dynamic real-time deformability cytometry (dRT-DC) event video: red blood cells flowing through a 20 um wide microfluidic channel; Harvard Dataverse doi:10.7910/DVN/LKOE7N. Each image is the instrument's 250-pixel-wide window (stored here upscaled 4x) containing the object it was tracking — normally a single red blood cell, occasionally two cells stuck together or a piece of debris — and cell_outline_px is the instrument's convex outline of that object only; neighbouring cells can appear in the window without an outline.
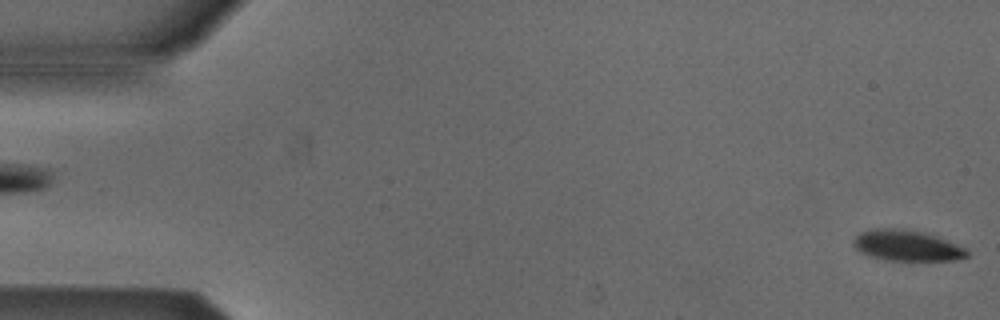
{"species": "Egyptian fruit bat (a non-hibernating species)", "species_latin": "Rousettus aegyptiacus", "temperature_condition": "cold", "stored_images_in_passage": 51, "camera_frame_rate_fps": 3000, "um_per_image_px": 0.085, "animal": {"sex": "male"}, "frame": {"image": 1, "passage_image": 1, "time_ms": 0.0, "image_size_px": [1000, 320], "cell_outline_px": [[968, 256], [956, 260], [888, 260], [872, 256], [860, 252], [852, 244], [852, 240], [860, 232], [876, 228], [892, 228], [924, 232], [936, 236], [968, 248]], "centroid_in_image_um": [77.1, 20.87], "position_along_channel_um": 7.9, "area_um2": 20.29}}
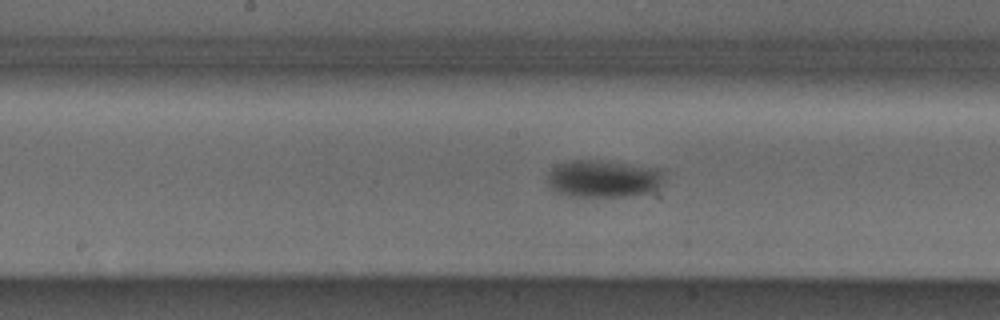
{"frame": {"image": 2, "passage_image": 27, "time_ms": 8.667, "image_size_px": [1000, 320], "cell_outline_px": [[664, 184], [652, 192], [624, 196], [572, 196], [556, 192], [548, 184], [548, 172], [552, 168], [560, 164], [572, 160], [600, 160], [660, 168], [664, 176]], "centroid_in_image_um": [51.33, 15.18], "position_along_channel_um": 196.9, "area_um2": 25.49}}
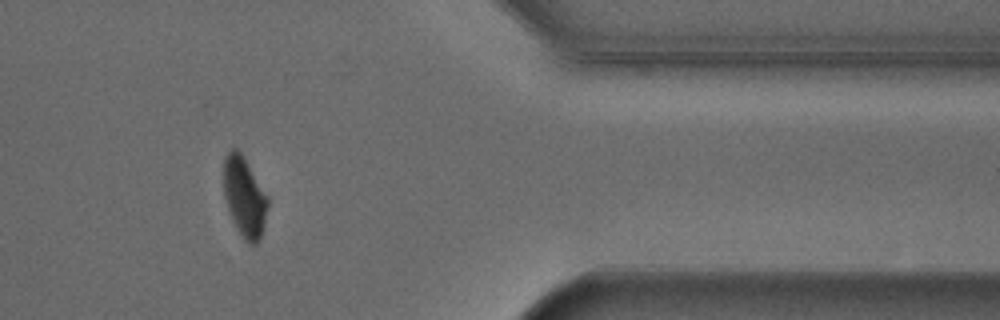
{"frame": {"image": 3, "passage_image": 44, "time_ms": 14.333, "image_size_px": [1000, 320], "cell_outline_px": [[268, 204], [264, 224], [260, 240], [256, 244], [248, 244], [244, 240], [228, 212], [224, 196], [224, 156], [232, 148], [236, 148], [240, 152], [268, 196]], "centroid_in_image_um": [20.77, 16.76], "position_along_channel_um": 390.6, "area_um2": 20.4}, "authors_computed_cell_mechanics": {"area_um2": 22.831, "velocity_mm_per_s": 3.8433, "shape_relaxation_time_tau1_ms": 4.1829, "shape_relaxation_time_tau2_ms": null, "deformation_change_tau1": 0.1244, "deformation_change_tau2": null}}